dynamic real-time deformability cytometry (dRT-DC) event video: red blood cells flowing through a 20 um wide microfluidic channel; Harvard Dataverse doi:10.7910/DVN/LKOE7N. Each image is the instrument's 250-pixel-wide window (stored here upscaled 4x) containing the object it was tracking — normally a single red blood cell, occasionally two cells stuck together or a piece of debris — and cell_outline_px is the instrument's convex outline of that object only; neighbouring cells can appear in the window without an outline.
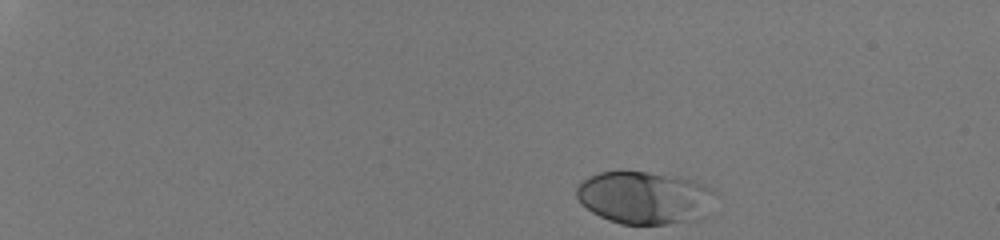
{"species": "human", "species_latin": "Homo sapiens", "temperature_condition": "room temperature", "stored_images_in_passage": 38, "camera_frame_rate_fps": 3000, "um_per_image_px": 0.085, "donor": {"sex": "male"}, "frame": {"image": 1, "passage_image": 1, "time_ms": 0.0, "image_size_px": [1000, 240], "cell_outline_px": [[720, 196], [704, 220], [668, 224], [620, 224], [608, 220], [592, 212], [576, 196], [576, 188], [588, 176], [600, 172], [620, 168], [676, 176], [692, 180], [716, 192]], "centroid_in_image_um": [54.87, 16.79], "position_along_channel_um": 30.1, "area_um2": 43.81}}
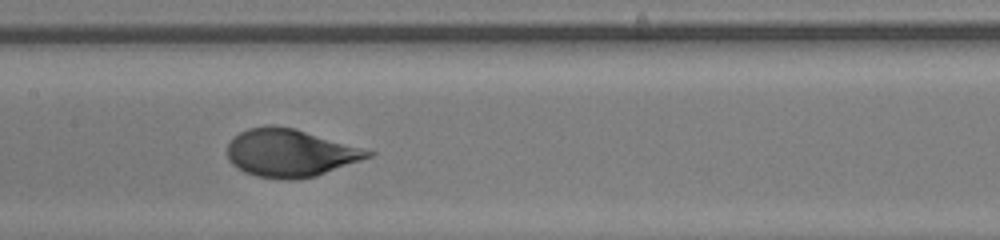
{"frame": {"image": 2, "passage_image": 22, "time_ms": 7.0, "image_size_px": [1000, 240], "cell_outline_px": [[376, 152], [372, 156], [316, 176], [292, 180], [280, 180], [256, 176], [244, 172], [236, 168], [228, 160], [228, 144], [240, 132], [248, 128], [268, 124], [272, 124], [292, 128]], "centroid_in_image_um": [24.62, 13.01], "position_along_channel_um": 182.8, "area_um2": 38.9}}
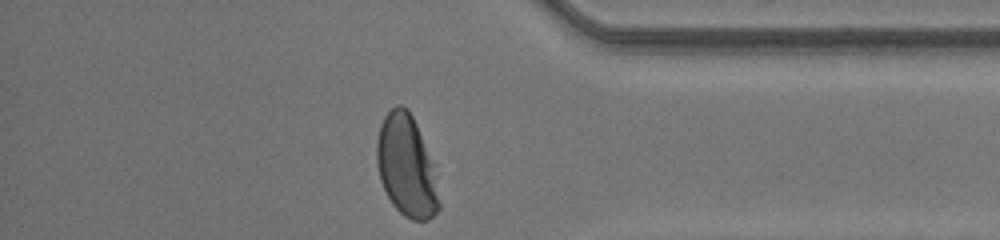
{"frame": {"image": 3, "passage_image": 38, "time_ms": 12.333, "image_size_px": [1000, 240], "cell_outline_px": [[440, 208], [428, 220], [412, 220], [404, 216], [392, 204], [380, 180], [376, 164], [376, 140], [380, 124], [384, 116], [396, 104], [400, 104], [408, 108], [416, 124], [436, 176], [440, 204]], "centroid_in_image_um": [34.52, 14.12], "position_along_channel_um": 400.7, "area_um2": 36.59}, "authors_computed_cell_mechanics": {"area_um2": 39.3618, "velocity_mm_per_s": 4.2336, "shape_relaxation_time_tau1_ms": 3.3629, "shape_relaxation_time_tau2_ms": null, "deformation_change_tau1": 0.197, "deformation_change_tau2": null}}